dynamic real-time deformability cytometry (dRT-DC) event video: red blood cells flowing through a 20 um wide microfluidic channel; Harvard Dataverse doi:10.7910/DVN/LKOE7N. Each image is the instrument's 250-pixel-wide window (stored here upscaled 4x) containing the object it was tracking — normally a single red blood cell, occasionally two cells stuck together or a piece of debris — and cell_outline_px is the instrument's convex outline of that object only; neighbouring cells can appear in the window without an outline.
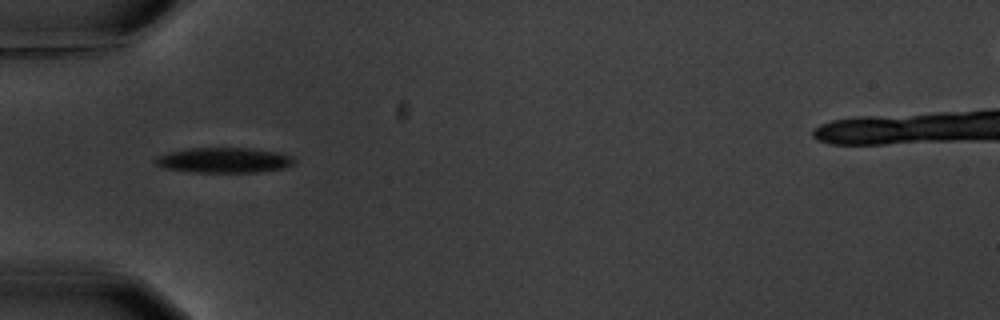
{"species": "common noctule bat (a hibernating species)", "species_latin": "Nyctalus noctula", "temperature_condition": "warm", "stored_images_in_passage": 6, "camera_frame_rate_fps": 3000, "um_per_image_px": 0.085, "animal": {"sex": "male", "body_mass_g": 20.1, "forearm_length_mm": 53.5}, "frame": {"image": 1, "passage_image": 5, "time_ms": 5.667, "image_size_px": [1000, 320], "cell_outline_px": [[296, 164], [284, 168], [256, 172], [192, 172], [164, 168], [156, 164], [152, 160], [156, 156], [168, 152], [188, 148], [252, 148], [280, 152], [292, 156], [296, 160]], "centroid_in_image_um": [19.05, 13.61], "position_along_channel_um": 65.9, "area_um2": 20.69}}